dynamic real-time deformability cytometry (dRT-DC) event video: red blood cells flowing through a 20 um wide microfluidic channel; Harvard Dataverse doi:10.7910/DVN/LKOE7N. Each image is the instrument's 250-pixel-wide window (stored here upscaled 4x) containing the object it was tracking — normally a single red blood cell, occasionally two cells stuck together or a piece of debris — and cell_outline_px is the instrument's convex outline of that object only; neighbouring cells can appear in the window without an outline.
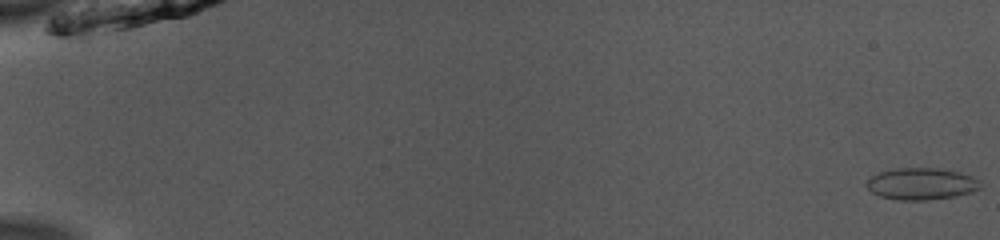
{"species": "common noctule bat (a hibernating species)", "species_latin": "Nyctalus noctula", "temperature_condition": "room temperature", "stored_images_in_passage": 52, "camera_frame_rate_fps": 3000, "um_per_image_px": 0.085, "animal": {"sex": "male", "body_mass_g": 13.0, "forearm_length_mm": 53.1}, "frame": {"image": 1, "passage_image": 1, "time_ms": 0.0, "image_size_px": [1000, 240], "cell_outline_px": [[980, 188], [968, 192], [952, 196], [924, 200], [896, 200], [880, 196], [872, 192], [864, 184], [872, 176], [880, 172], [896, 168], [940, 168], [960, 172], [972, 176], [980, 180]], "centroid_in_image_um": [78.29, 15.61], "position_along_channel_um": 6.7, "area_um2": 20.92}}
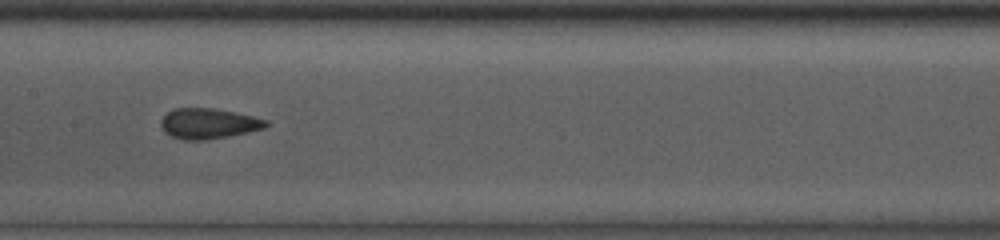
{"frame": {"image": 2, "passage_image": 28, "time_ms": 9.0, "image_size_px": [1000, 240], "cell_outline_px": [[268, 124], [264, 128], [248, 132], [228, 136], [204, 140], [184, 140], [172, 136], [164, 132], [160, 124], [160, 120], [168, 112], [176, 108], [212, 108], [252, 116], [268, 120]], "centroid_in_image_um": [17.7, 10.5], "position_along_channel_um": 189.7, "area_um2": 18.44}}
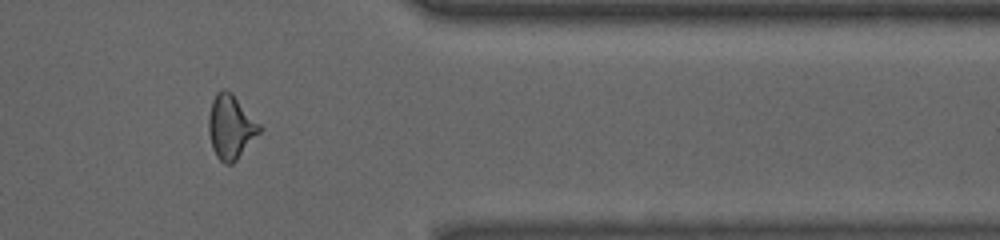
{"frame": {"image": 3, "passage_image": 44, "time_ms": 14.333, "image_size_px": [1000, 240], "cell_outline_px": [[260, 132], [236, 160], [232, 164], [224, 164], [216, 156], [212, 148], [208, 132], [208, 116], [212, 100], [216, 92], [224, 88], [232, 92], [260, 124]], "centroid_in_image_um": [19.58, 10.77], "position_along_channel_um": 391.8, "area_um2": 19.02}, "authors_computed_cell_mechanics": {"area_um2": 18.6116, "velocity_mm_per_s": 3.976, "shape_relaxation_time_tau1_ms": null, "shape_relaxation_time_tau2_ms": 1.2375, "deformation_change_tau1": null, "deformation_change_tau2": 0.0694}}